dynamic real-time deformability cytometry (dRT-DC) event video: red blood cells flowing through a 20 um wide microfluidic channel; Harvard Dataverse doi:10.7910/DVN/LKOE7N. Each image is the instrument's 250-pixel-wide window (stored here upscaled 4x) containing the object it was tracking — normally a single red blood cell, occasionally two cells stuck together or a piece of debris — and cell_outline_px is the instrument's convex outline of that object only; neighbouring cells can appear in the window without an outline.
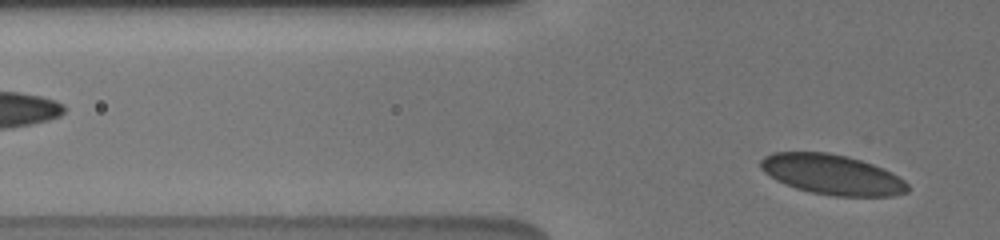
{"species": "human", "species_latin": "Homo sapiens", "temperature_condition": "cold", "stored_images_in_passage": 5, "segment_of_instrument_passage": [2, 2], "camera_frame_rate_fps": 3000, "um_per_image_px": 0.085, "donor": {"sex": "male"}, "frame": {"image": 1, "passage_image": 5, "time_ms": 1.333, "image_size_px": [1000, 240], "cell_outline_px": [[908, 192], [892, 196], [832, 196], [812, 192], [796, 188], [776, 180], [764, 172], [760, 168], [760, 160], [764, 156], [772, 152], [828, 152], [848, 156], [872, 164], [904, 180], [908, 184]], "centroid_in_image_um": [70.69, 14.83], "position_along_channel_um": 55.1, "area_um2": 34.16}}